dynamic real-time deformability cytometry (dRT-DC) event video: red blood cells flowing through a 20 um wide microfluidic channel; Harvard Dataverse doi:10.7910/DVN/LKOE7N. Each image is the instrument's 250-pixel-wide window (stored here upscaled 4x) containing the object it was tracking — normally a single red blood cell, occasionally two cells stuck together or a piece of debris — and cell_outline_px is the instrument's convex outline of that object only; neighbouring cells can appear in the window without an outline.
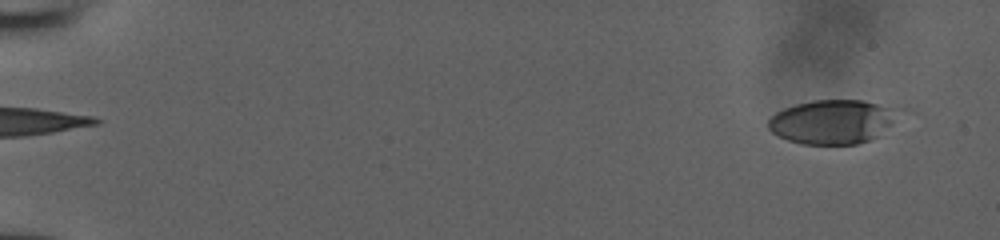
{"species": "human", "species_latin": "Homo sapiens", "temperature_condition": "room temperature", "stored_images_in_passage": 52, "camera_frame_rate_fps": 3000, "um_per_image_px": 0.085, "donor": {"sex": "male"}, "frame": {"image": 1, "passage_image": 3, "time_ms": 0.667, "image_size_px": [1000, 240], "cell_outline_px": [[908, 108], [880, 136], [872, 140], [856, 144], [800, 144], [788, 140], [772, 132], [768, 128], [768, 120], [776, 112], [784, 108], [796, 104], [812, 100], [860, 100]], "centroid_in_image_um": [70.89, 10.33], "position_along_channel_um": 14.1, "area_um2": 34.33}}
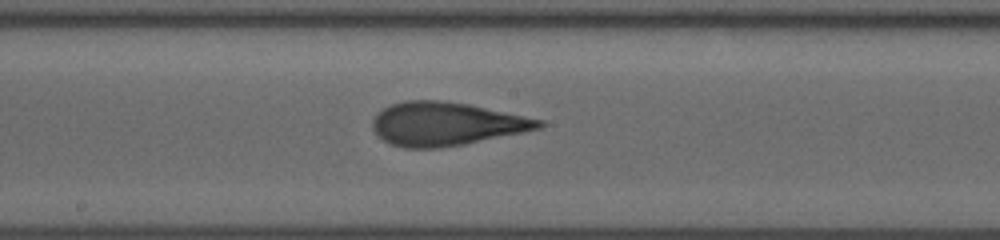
{"frame": {"image": 2, "passage_image": 30, "time_ms": 9.667, "image_size_px": [1000, 240], "cell_outline_px": [[548, 124], [544, 128], [464, 144], [440, 148], [404, 148], [392, 144], [384, 140], [372, 128], [372, 120], [384, 108], [392, 104], [404, 100], [436, 100], [468, 104], [544, 120]], "centroid_in_image_um": [37.97, 10.53], "position_along_channel_um": 210.2, "area_um2": 41.96}}
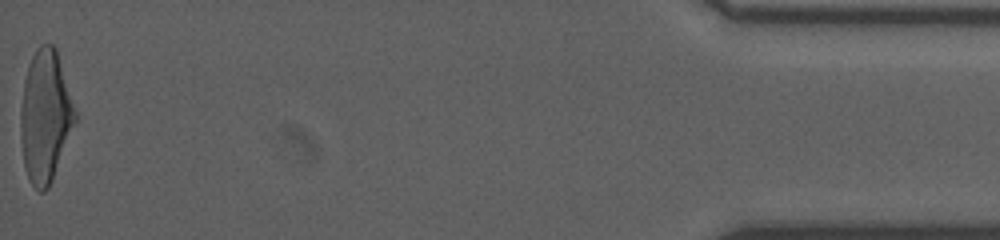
{"frame": {"image": 3, "passage_image": 52, "time_ms": 17.0, "image_size_px": [1000, 240], "cell_outline_px": [[76, 120], [52, 180], [48, 188], [44, 192], [40, 192], [32, 184], [24, 168], [20, 136], [20, 112], [24, 80], [28, 64], [36, 48], [40, 44], [52, 44], [56, 48], [76, 112]], "centroid_in_image_um": [3.83, 9.87], "position_along_channel_um": 431.4, "area_um2": 41.67}}